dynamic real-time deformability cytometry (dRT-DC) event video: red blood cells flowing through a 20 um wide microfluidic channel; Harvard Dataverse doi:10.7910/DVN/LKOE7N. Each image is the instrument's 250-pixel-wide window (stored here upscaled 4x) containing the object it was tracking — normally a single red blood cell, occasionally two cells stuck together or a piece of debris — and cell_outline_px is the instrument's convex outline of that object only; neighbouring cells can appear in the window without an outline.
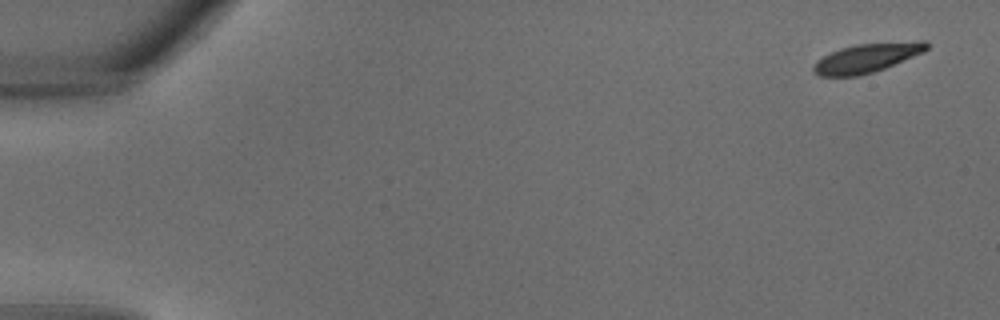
{"species": "common noctule bat (a hibernating species)", "species_latin": "Nyctalus noctula", "temperature_condition": "warm", "stored_images_in_passage": 34, "camera_frame_rate_fps": 3000, "um_per_image_px": 0.085, "animal": {"sex": "male", "body_mass_g": 18.8}, "frame": {"image": 1, "passage_image": 1, "time_ms": 0.0, "image_size_px": [1000, 320], "cell_outline_px": [[928, 48], [924, 52], [884, 68], [860, 76], [820, 76], [812, 72], [812, 64], [816, 60], [840, 48], [856, 44], [920, 40], [928, 40]], "centroid_in_image_um": [73.68, 4.91], "position_along_channel_um": 11.3, "area_um2": 19.31}}
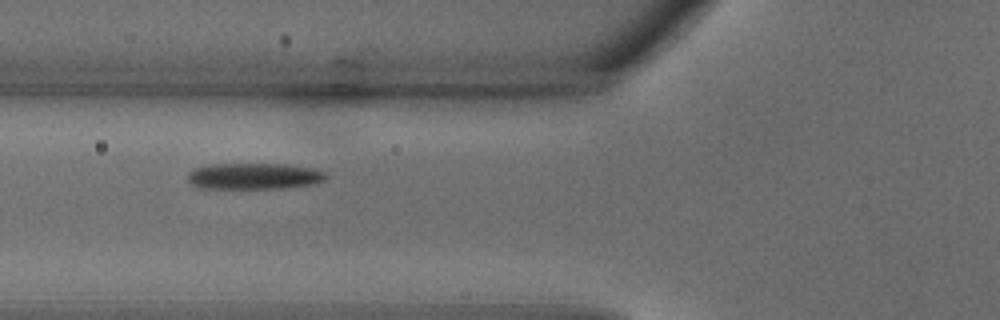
{"frame": {"image": 2, "passage_image": 13, "time_ms": 4.0, "image_size_px": [1000, 320], "cell_outline_px": [[328, 176], [324, 180], [316, 184], [288, 188], [196, 188], [188, 180], [188, 172], [192, 168], [212, 164], [284, 164], [316, 168], [328, 172]], "centroid_in_image_um": [21.65, 14.97], "position_along_channel_um": 104.2, "area_um2": 21.56}}
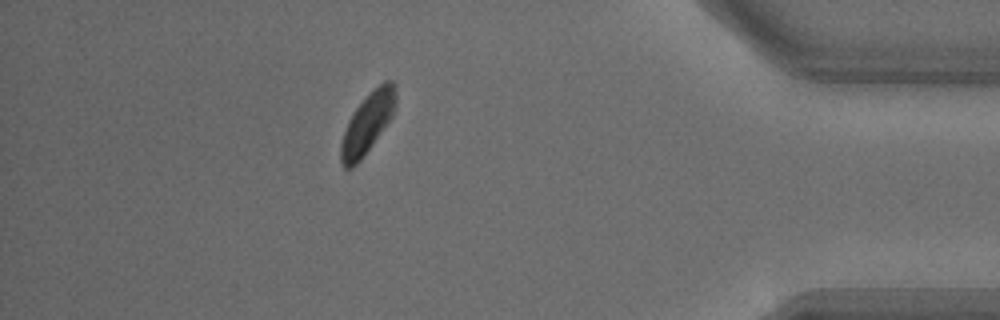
{"frame": {"image": 3, "passage_image": 30, "time_ms": 9.667, "image_size_px": [1000, 320], "cell_outline_px": [[396, 104], [392, 116], [372, 144], [360, 160], [352, 168], [344, 168], [340, 164], [340, 144], [348, 120], [356, 108], [384, 80], [392, 80], [396, 84]], "centroid_in_image_um": [31.23, 10.48], "position_along_channel_um": 404.0, "area_um2": 18.9}}